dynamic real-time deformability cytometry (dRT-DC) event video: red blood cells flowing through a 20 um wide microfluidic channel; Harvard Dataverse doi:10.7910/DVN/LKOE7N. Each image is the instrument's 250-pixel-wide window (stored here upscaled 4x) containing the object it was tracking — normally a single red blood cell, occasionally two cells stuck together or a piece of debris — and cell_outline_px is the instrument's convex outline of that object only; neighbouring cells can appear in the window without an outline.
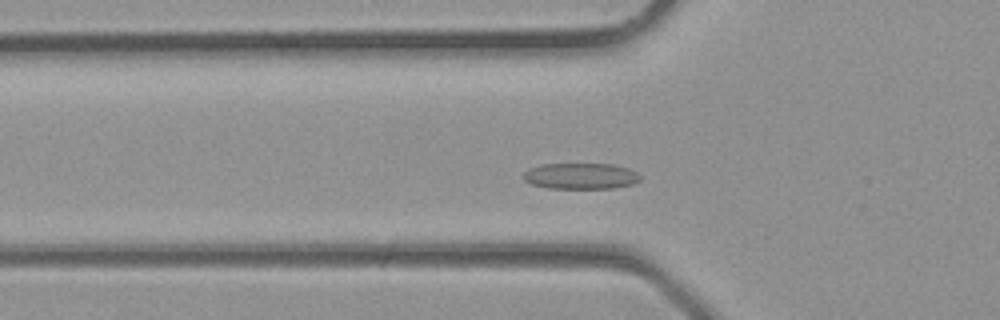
{"species": "common noctule bat (a hibernating species)", "species_latin": "Nyctalus noctula", "temperature_condition": "room temperature", "stored_images_in_passage": 28, "camera_frame_rate_fps": 3000, "um_per_image_px": 0.085, "animal": {"sex": "male", "body_mass_g": 23.1, "forearm_length_mm": 52.7}, "frame": {"image": 1, "passage_image": 8, "time_ms": 2.333, "image_size_px": [1000, 320], "cell_outline_px": [[640, 180], [632, 184], [616, 188], [548, 188], [532, 184], [524, 180], [520, 176], [528, 168], [540, 164], [612, 164], [628, 168], [636, 172], [640, 176]], "centroid_in_image_um": [49.32, 14.96], "position_along_channel_um": 76.5, "area_um2": 17.86}}
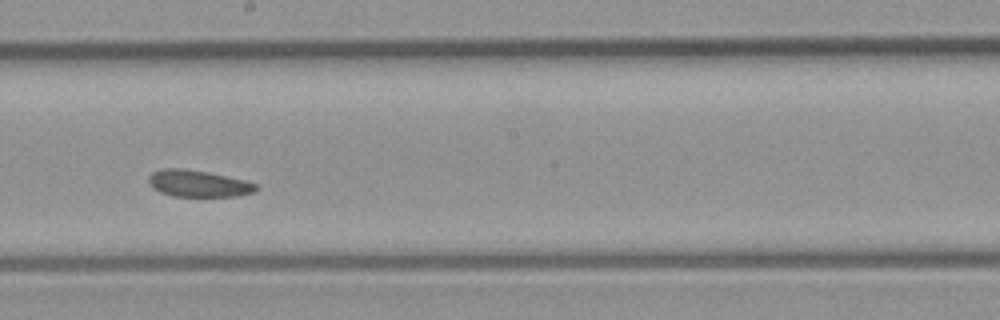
{"frame": {"image": 2, "passage_image": 16, "time_ms": 5.0, "image_size_px": [1000, 320], "cell_outline_px": [[260, 188], [256, 192], [236, 196], [172, 196], [160, 192], [148, 180], [148, 176], [152, 172], [160, 168], [184, 168], [208, 172], [244, 180], [256, 184]], "centroid_in_image_um": [16.88, 15.59], "position_along_channel_um": 231.3, "area_um2": 16.7}}
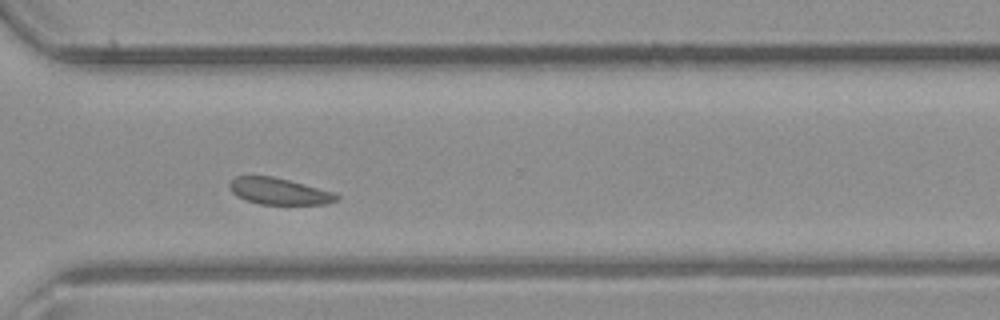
{"frame": {"image": 3, "passage_image": 22, "time_ms": 7.0, "image_size_px": [1000, 320], "cell_outline_px": [[340, 200], [328, 204], [260, 204], [236, 196], [232, 192], [228, 184], [236, 176], [272, 176], [304, 184], [332, 192], [340, 196]], "centroid_in_image_um": [23.73, 16.26], "position_along_channel_um": 346.9, "area_um2": 16.42}}